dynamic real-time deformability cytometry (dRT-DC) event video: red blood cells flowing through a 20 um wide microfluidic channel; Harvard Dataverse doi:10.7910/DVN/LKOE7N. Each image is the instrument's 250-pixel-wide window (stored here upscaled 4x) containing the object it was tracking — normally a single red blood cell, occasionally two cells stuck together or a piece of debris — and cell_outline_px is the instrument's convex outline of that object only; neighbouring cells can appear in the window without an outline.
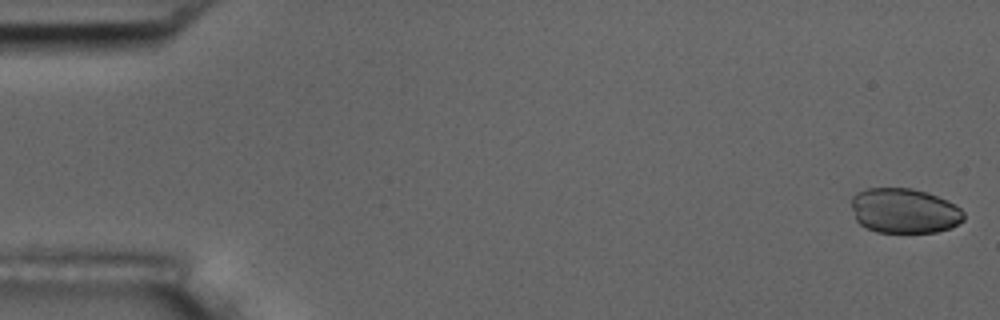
{"species": "common noctule bat (a hibernating species)", "species_latin": "Nyctalus noctula", "temperature_condition": "room temperature", "stored_images_in_passage": 55, "camera_frame_rate_fps": 3000, "um_per_image_px": 0.085, "animal": {"sex": "male", "body_mass_g": 17.5, "forearm_length_mm": 52.3}, "frame": {"image": 1, "passage_image": 1, "time_ms": 0.0, "image_size_px": [1000, 320], "cell_outline_px": [[964, 220], [948, 228], [936, 232], [876, 232], [860, 224], [856, 220], [852, 208], [852, 196], [856, 192], [868, 188], [912, 188], [928, 192], [960, 208], [964, 212]], "centroid_in_image_um": [76.83, 17.91], "position_along_channel_um": 8.2, "area_um2": 29.25}}
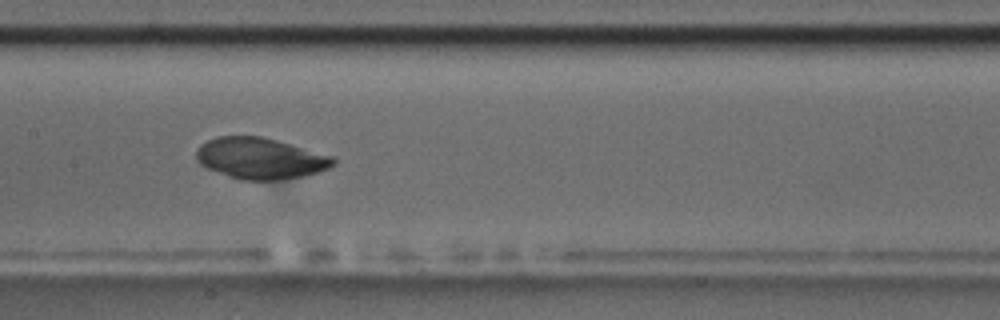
{"frame": {"image": 2, "passage_image": 27, "time_ms": 8.667, "image_size_px": [1000, 320], "cell_outline_px": [[336, 164], [328, 168], [316, 172], [300, 176], [276, 180], [240, 180], [228, 176], [208, 168], [200, 164], [196, 160], [196, 148], [200, 144], [216, 136], [260, 136], [276, 140], [332, 156], [336, 160]], "centroid_in_image_um": [22.08, 13.45], "position_along_channel_um": 185.3, "area_um2": 32.66}}
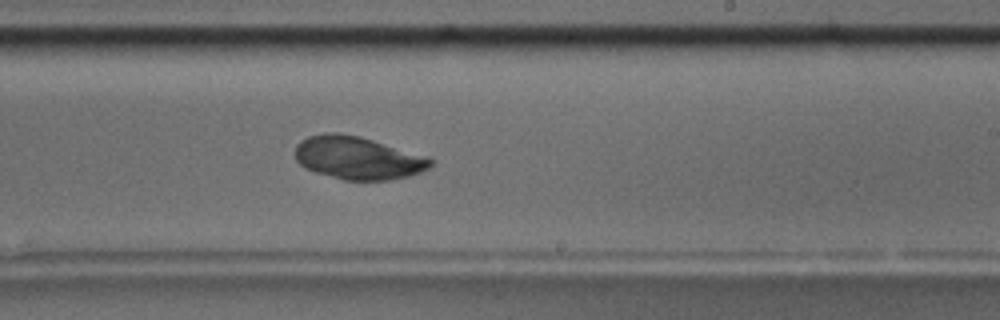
{"frame": {"image": 3, "passage_image": 33, "time_ms": 10.667, "image_size_px": [1000, 320], "cell_outline_px": [[436, 160], [428, 168], [420, 172], [408, 176], [388, 180], [344, 180], [316, 172], [304, 168], [296, 160], [296, 144], [300, 140], [308, 136], [328, 132], [336, 132], [360, 136], [428, 156]], "centroid_in_image_um": [30.42, 13.41], "position_along_channel_um": 258.6, "area_um2": 33.99}}